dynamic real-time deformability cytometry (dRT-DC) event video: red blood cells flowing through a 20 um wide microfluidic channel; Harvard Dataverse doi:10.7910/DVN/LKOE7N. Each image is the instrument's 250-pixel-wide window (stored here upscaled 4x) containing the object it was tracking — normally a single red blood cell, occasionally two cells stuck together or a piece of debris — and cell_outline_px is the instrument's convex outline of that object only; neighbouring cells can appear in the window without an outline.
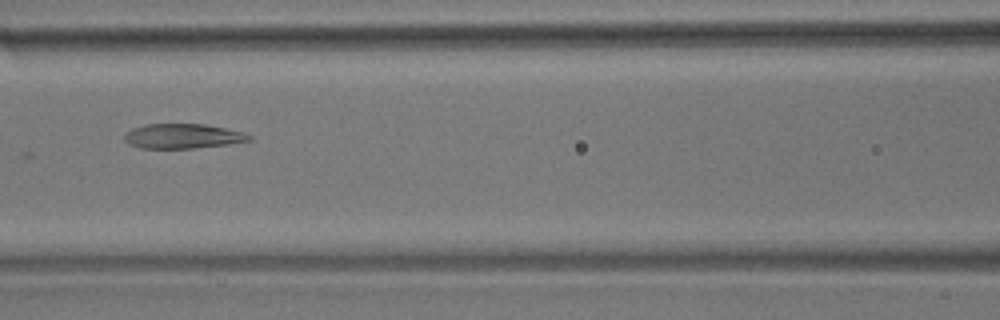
{"species": "common noctule bat (a hibernating species)", "species_latin": "Nyctalus noctula", "temperature_condition": "room temperature", "stored_images_in_passage": 9, "segment_of_instrument_passage": [2, 2], "camera_frame_rate_fps": 3000, "um_per_image_px": 0.085, "animal": {"sex": "male", "body_mass_g": 17.9}, "frame": {"image": 1, "passage_image": 8, "time_ms": 2.333, "image_size_px": [1000, 320], "cell_outline_px": [[252, 140], [228, 144], [192, 148], [140, 148], [128, 144], [124, 140], [124, 132], [132, 128], [144, 124], [204, 124], [224, 128], [240, 132], [252, 136]], "centroid_in_image_um": [15.46, 11.57], "position_along_channel_um": 151.1, "area_um2": 17.92}}
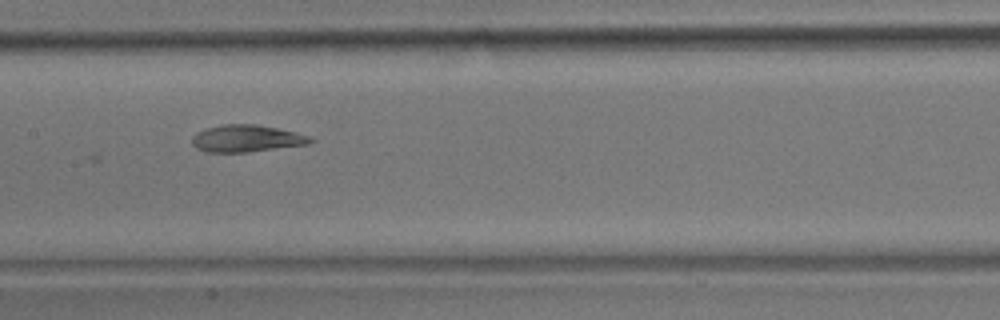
{"frame": {"image": 2, "passage_image": 9, "time_ms": 2.667, "image_size_px": [1000, 320], "cell_outline_px": [[316, 140], [308, 144], [248, 152], [208, 152], [196, 148], [192, 144], [192, 136], [196, 132], [208, 128], [224, 124], [256, 124], [296, 132], [308, 136]], "centroid_in_image_um": [20.94, 11.77], "position_along_channel_um": 186.5, "area_um2": 18.55}}